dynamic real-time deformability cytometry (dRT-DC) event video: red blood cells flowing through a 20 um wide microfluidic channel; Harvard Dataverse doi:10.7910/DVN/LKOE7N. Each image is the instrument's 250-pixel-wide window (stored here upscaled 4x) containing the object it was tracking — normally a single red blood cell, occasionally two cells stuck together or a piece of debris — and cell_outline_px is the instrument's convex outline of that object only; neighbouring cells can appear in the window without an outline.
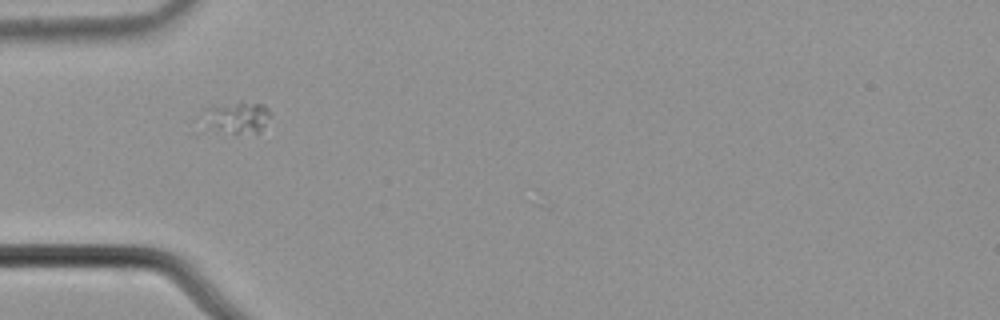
{"species": "common noctule bat (a hibernating species)", "species_latin": "Nyctalus noctula", "temperature_condition": "cold", "stored_images_in_passage": 5, "camera_frame_rate_fps": 3000, "um_per_image_px": 0.085, "animal": {"sex": "male", "body_mass_g": 21.5, "forearm_length_mm": 52.0}, "frame": {"image": 1, "passage_image": 1, "time_ms": 0.0, "image_size_px": [1000, 320], "cell_outline_px": [[272, 116], [256, 136], [192, 136], [204, 108], [240, 100], [264, 104], [268, 108]], "centroid_in_image_um": [19.81, 10.17], "position_along_channel_um": 65.2, "area_um2": 15.84}}
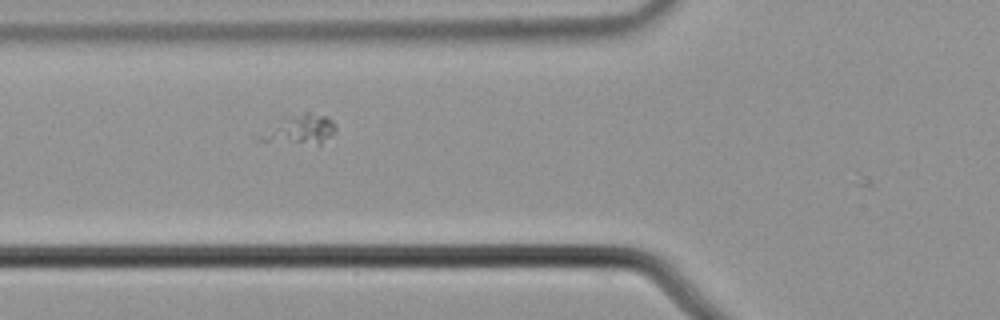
{"frame": {"image": 2, "passage_image": 4, "time_ms": 1.0, "image_size_px": [1000, 320], "cell_outline_px": [[336, 132], [320, 144], [252, 140], [252, 136], [304, 112], [308, 112], [328, 116], [336, 124]], "centroid_in_image_um": [25.53, 11.04], "position_along_channel_um": 100.3, "area_um2": 12.48}}